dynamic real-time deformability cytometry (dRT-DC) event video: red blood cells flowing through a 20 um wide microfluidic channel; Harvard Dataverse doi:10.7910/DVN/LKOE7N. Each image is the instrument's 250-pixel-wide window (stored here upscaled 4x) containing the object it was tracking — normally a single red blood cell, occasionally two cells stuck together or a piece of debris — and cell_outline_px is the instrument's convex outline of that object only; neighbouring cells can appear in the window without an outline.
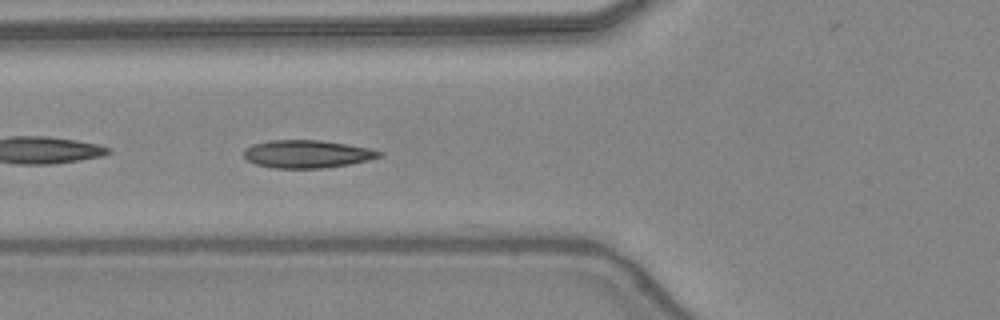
{"species": "common noctule bat (a hibernating species)", "species_latin": "Nyctalus noctula", "temperature_condition": "warm", "stored_images_in_passage": 35, "camera_frame_rate_fps": 3000, "um_per_image_px": 0.085, "animal": {"sex": "female", "body_mass_g": 24.6, "forearm_length_mm": 56.2}, "frame": {"image": 1, "passage_image": 6, "time_ms": 1.667, "image_size_px": [1000, 320], "cell_outline_px": [[380, 156], [364, 160], [344, 164], [320, 168], [280, 168], [260, 164], [248, 160], [244, 156], [244, 152], [248, 148], [256, 144], [272, 140], [316, 140], [344, 144], [364, 148], [380, 152]], "centroid_in_image_um": [26.04, 13.08], "position_along_channel_um": 99.8, "area_um2": 20.75}}
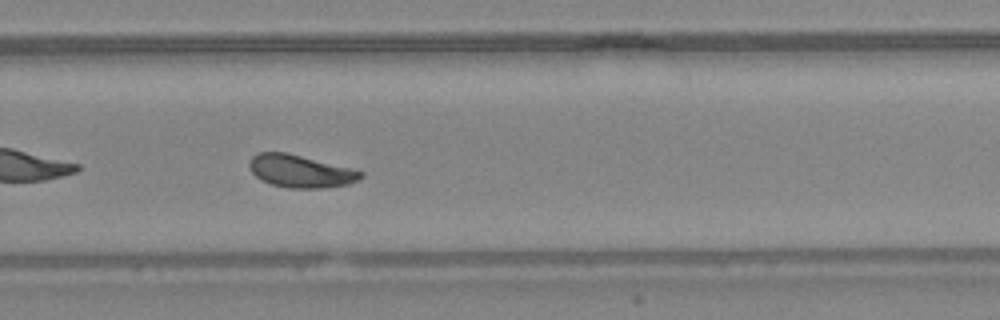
{"frame": {"image": 2, "passage_image": 20, "time_ms": 6.333, "image_size_px": [1000, 320], "cell_outline_px": [[364, 172], [356, 180], [344, 184], [316, 188], [292, 188], [272, 184], [256, 176], [252, 172], [248, 164], [252, 156], [260, 152], [284, 152]], "centroid_in_image_um": [25.45, 14.54], "position_along_channel_um": 304.3, "area_um2": 20.23}, "authors_computed_cell_mechanics": {"area_um2": 20.23, "velocity_mm_per_s": 4.3831, "shape_relaxation_time_tau1_ms": 3.5395, "shape_relaxation_time_tau2_ms": 1.6933, "deformation_change_tau1": 0.1161, "deformation_change_tau2": 0.0728}}